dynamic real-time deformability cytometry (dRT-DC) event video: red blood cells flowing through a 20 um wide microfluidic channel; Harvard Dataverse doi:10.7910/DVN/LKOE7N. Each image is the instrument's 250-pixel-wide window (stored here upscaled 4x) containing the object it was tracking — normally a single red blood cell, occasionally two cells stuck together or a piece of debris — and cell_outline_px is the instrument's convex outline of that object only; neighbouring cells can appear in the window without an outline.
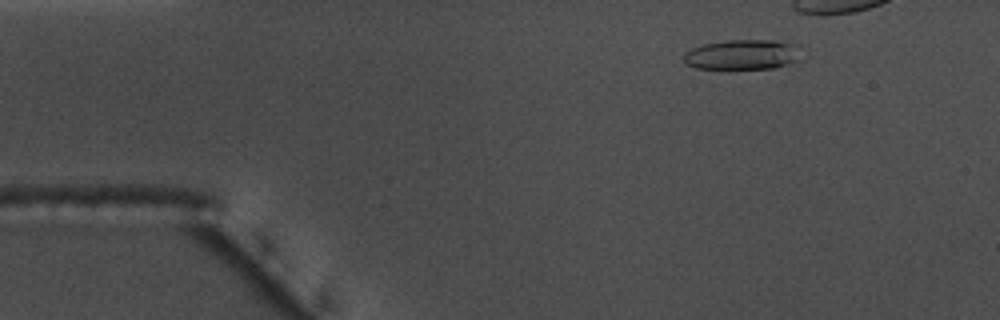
{"species": "common noctule bat (a hibernating species)", "species_latin": "Nyctalus noctula", "temperature_condition": "warm", "stored_images_in_passage": 43, "camera_frame_rate_fps": 3000, "um_per_image_px": 0.085, "animal": {"sex": "male", "body_mass_g": 17.5, "forearm_length_mm": 52.3}, "frame": {"image": 1, "passage_image": 7, "time_ms": 2.0, "image_size_px": [1000, 320], "cell_outline_px": [[800, 44], [796, 60], [772, 68], [696, 68], [684, 64], [684, 52], [692, 48], [704, 44], [724, 40], [772, 40]], "centroid_in_image_um": [63.05, 4.62], "position_along_channel_um": 21.9, "area_um2": 20.35}}